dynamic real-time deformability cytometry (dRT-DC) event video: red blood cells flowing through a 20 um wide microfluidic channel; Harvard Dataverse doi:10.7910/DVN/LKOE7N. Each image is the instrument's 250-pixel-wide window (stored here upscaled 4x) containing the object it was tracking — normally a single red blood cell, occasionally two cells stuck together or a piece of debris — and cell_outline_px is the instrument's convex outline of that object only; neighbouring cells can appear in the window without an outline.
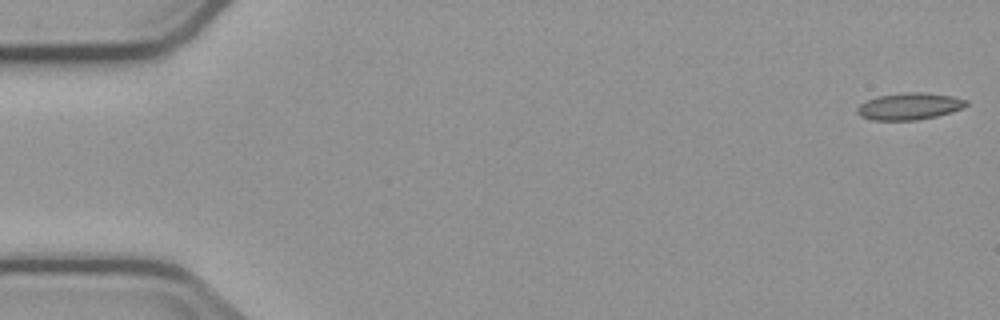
{"species": "common noctule bat (a hibernating species)", "species_latin": "Nyctalus noctula", "temperature_condition": "cold", "stored_images_in_passage": 6, "camera_frame_rate_fps": 3000, "um_per_image_px": 0.085, "animal": {"sex": "male", "body_mass_g": 23.1, "forearm_length_mm": 52.7}, "frame": {"image": 1, "passage_image": 1, "time_ms": 0.0, "image_size_px": [1000, 320], "cell_outline_px": [[968, 104], [952, 112], [936, 116], [916, 120], [872, 120], [860, 116], [856, 112], [856, 108], [860, 104], [876, 96], [904, 92], [924, 92], [952, 96], [968, 100]], "centroid_in_image_um": [77.27, 9.03], "position_along_channel_um": 7.7, "area_um2": 17.11}}
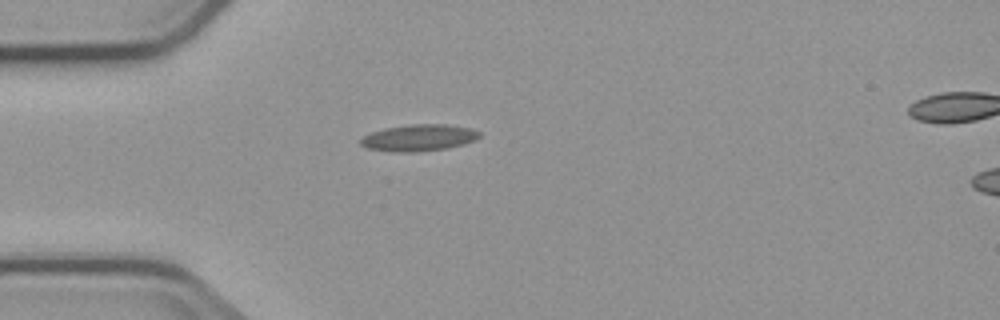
{"frame": {"image": 2, "passage_image": 5, "time_ms": 4.667, "image_size_px": [1000, 320], "cell_outline_px": [[480, 136], [476, 140], [464, 144], [448, 148], [412, 152], [396, 152], [368, 148], [360, 144], [360, 140], [364, 136], [372, 132], [384, 128], [412, 124], [448, 124], [472, 128], [480, 132]], "centroid_in_image_um": [35.64, 11.7], "position_along_channel_um": 49.4, "area_um2": 18.44}}